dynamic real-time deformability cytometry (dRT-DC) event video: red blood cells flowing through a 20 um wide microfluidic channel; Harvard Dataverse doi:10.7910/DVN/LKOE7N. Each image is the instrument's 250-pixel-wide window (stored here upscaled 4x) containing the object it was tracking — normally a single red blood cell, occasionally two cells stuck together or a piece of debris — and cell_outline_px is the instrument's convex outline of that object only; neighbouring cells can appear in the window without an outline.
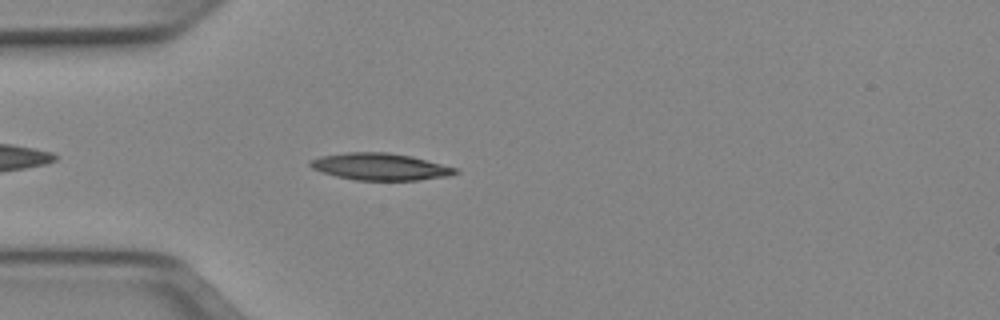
{"species": "Egyptian fruit bat (a non-hibernating species)", "species_latin": "Rousettus aegyptiacus", "temperature_condition": "cold", "stored_images_in_passage": 40, "camera_frame_rate_fps": 3000, "um_per_image_px": 0.085, "animal": {"sex": "female"}, "frame": {"image": 1, "passage_image": 4, "time_ms": 1.0, "image_size_px": [1000, 320], "cell_outline_px": [[460, 172], [448, 176], [416, 180], [356, 180], [336, 176], [312, 168], [308, 164], [308, 160], [320, 156], [344, 152], [388, 152], [412, 156], [456, 168]], "centroid_in_image_um": [32.28, 14.16], "position_along_channel_um": 52.7, "area_um2": 22.77}}
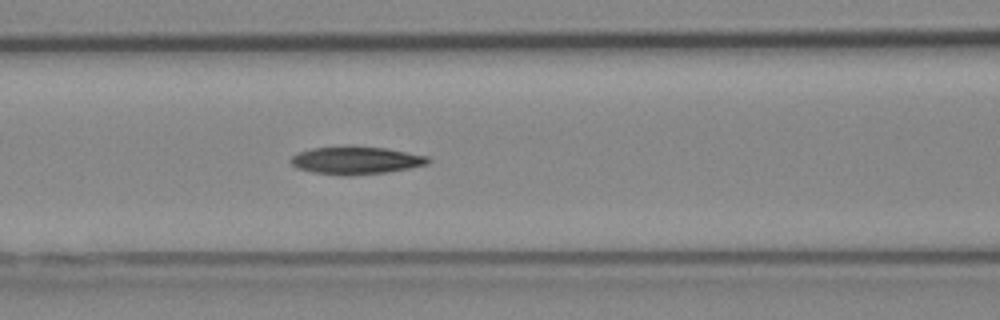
{"frame": {"image": 2, "passage_image": 11, "time_ms": 3.333, "image_size_px": [1000, 320], "cell_outline_px": [[432, 160], [428, 164], [388, 172], [348, 176], [312, 172], [296, 168], [288, 160], [292, 156], [300, 152], [312, 148], [348, 144], [384, 148], [428, 156]], "centroid_in_image_um": [30.23, 13.61], "position_along_channel_um": 136.4, "area_um2": 22.6}}
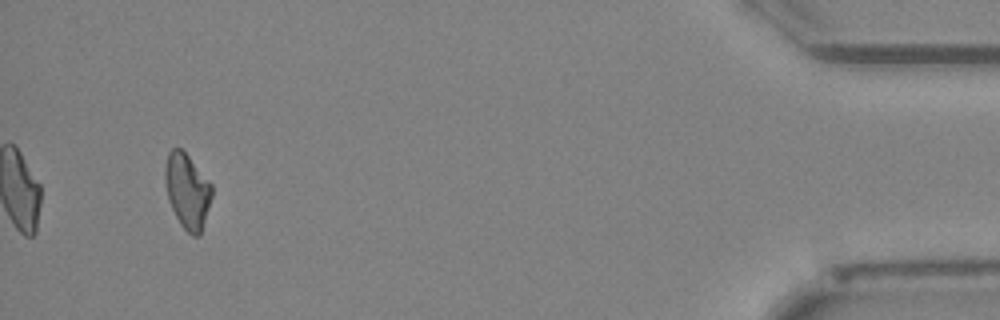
{"frame": {"image": 3, "passage_image": 38, "time_ms": 12.333, "image_size_px": [1000, 320], "cell_outline_px": [[212, 196], [200, 236], [192, 236], [180, 224], [168, 200], [164, 180], [164, 168], [168, 152], [172, 148], [180, 148], [188, 156], [212, 184]], "centroid_in_image_um": [15.91, 16.23], "position_along_channel_um": 419.3, "area_um2": 20.4}}